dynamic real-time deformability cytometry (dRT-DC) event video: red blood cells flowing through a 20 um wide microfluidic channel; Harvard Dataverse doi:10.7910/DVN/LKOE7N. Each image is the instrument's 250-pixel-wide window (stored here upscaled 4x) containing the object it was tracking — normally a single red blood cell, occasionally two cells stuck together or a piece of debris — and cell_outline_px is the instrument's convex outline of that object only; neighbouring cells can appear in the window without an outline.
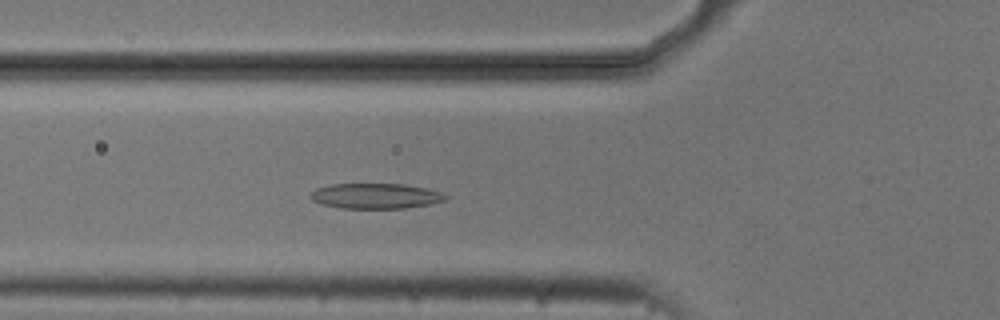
{"species": "common noctule bat (a hibernating species)", "species_latin": "Nyctalus noctula", "temperature_condition": "cold", "stored_images_in_passage": 41, "camera_frame_rate_fps": 3000, "um_per_image_px": 0.085, "animal": {"sex": "male", "body_mass_g": 20.5, "forearm_length_mm": 52.5}, "frame": {"image": 1, "passage_image": 6, "time_ms": 1.667, "image_size_px": [1000, 320], "cell_outline_px": [[448, 196], [444, 200], [432, 204], [404, 208], [340, 208], [324, 204], [312, 200], [308, 196], [316, 188], [328, 184], [404, 184], [428, 188], [440, 192]], "centroid_in_image_um": [31.92, 16.65], "position_along_channel_um": 93.9, "area_um2": 19.94}}
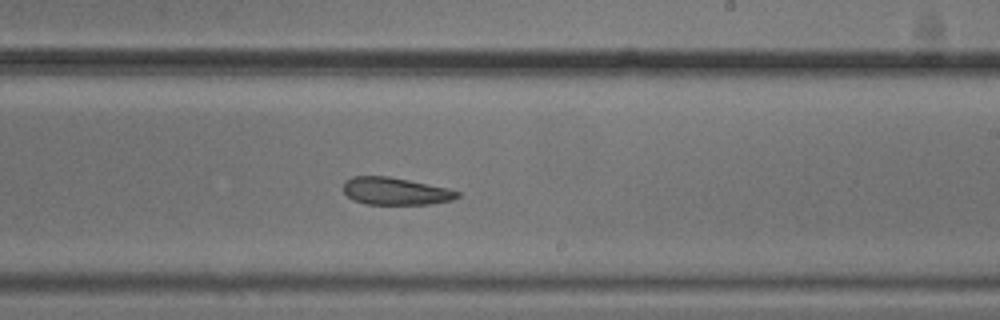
{"frame": {"image": 2, "passage_image": 19, "time_ms": 6.0, "image_size_px": [1000, 320], "cell_outline_px": [[460, 196], [452, 200], [428, 204], [364, 204], [352, 200], [344, 192], [344, 180], [352, 176], [388, 176], [448, 188], [460, 192]], "centroid_in_image_um": [33.59, 16.25], "position_along_channel_um": 255.4, "area_um2": 18.21}}
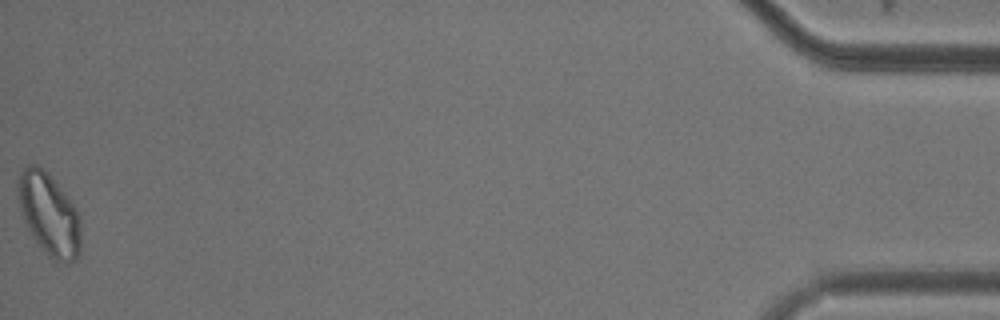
{"frame": {"image": 3, "passage_image": 41, "time_ms": 13.333, "image_size_px": [1000, 320], "cell_outline_px": [[80, 252], [76, 260], [68, 264], [52, 260], [48, 256], [36, 240], [28, 228], [24, 220], [16, 196], [16, 188], [20, 168], [28, 164], [36, 164], [44, 168], [48, 172], [76, 208], [80, 220]], "centroid_in_image_um": [4.15, 18.19], "position_along_channel_um": 431.1, "area_um2": 30.46}, "authors_computed_cell_mechanics": {"area_um2": 20.1722, "velocity_mm_per_s": 3.7115, "shape_relaxation_time_tau1_ms": 8.9084, "shape_relaxation_time_tau2_ms": 4.3568, "deformation_change_tau1": 0.1677, "deformation_change_tau2": 0.1322}}